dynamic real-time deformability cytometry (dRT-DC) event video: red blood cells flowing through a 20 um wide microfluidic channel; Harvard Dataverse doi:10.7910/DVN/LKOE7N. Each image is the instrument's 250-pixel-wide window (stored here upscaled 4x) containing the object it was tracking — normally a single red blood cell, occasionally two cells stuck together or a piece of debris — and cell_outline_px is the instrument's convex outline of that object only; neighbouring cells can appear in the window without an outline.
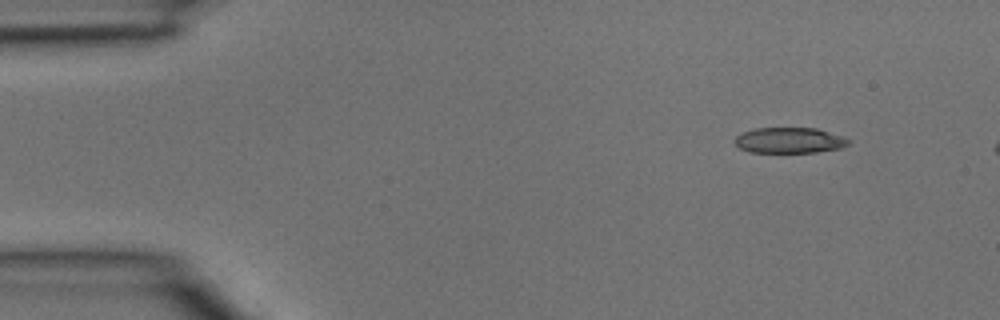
{"species": "common noctule bat (a hibernating species)", "species_latin": "Nyctalus noctula", "temperature_condition": "room temperature", "stored_images_in_passage": 3, "camera_frame_rate_fps": 3000, "um_per_image_px": 0.085, "animal": {"sex": "male", "body_mass_g": 15.6}, "frame": {"image": 1, "passage_image": 1, "time_ms": 0.0, "image_size_px": [1000, 320], "cell_outline_px": [[852, 140], [848, 144], [840, 148], [816, 152], [748, 152], [740, 148], [732, 140], [736, 136], [744, 132], [756, 128], [816, 128], [844, 136]], "centroid_in_image_um": [67.11, 11.92], "position_along_channel_um": 17.9, "area_um2": 17.05}}